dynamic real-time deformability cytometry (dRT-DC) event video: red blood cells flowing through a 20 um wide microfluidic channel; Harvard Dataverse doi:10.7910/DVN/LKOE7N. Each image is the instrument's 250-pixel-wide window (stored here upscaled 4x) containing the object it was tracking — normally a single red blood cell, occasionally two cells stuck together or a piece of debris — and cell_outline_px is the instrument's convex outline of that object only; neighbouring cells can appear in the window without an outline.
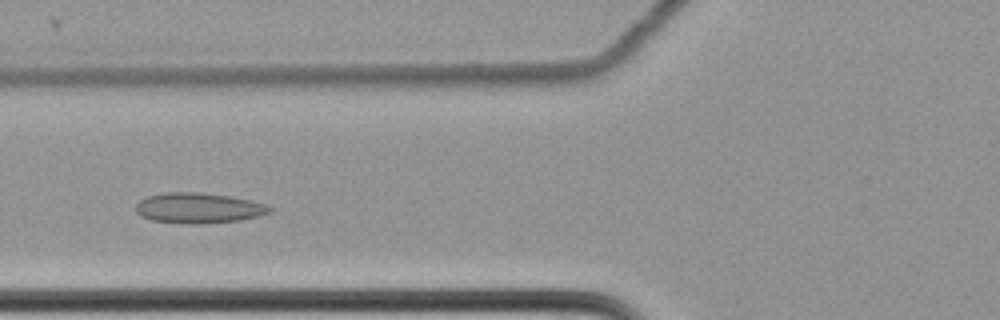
{"species": "common noctule bat (a hibernating species)", "species_latin": "Nyctalus noctula", "temperature_condition": "cold", "stored_images_in_passage": 55, "camera_frame_rate_fps": 3000, "um_per_image_px": 0.085, "animal": {"sex": "female", "body_mass_g": 22.7, "forearm_length_mm": 54.2}, "frame": {"image": 1, "passage_image": 19, "time_ms": 6.0, "image_size_px": [1000, 320], "cell_outline_px": [[272, 212], [240, 220], [200, 224], [192, 224], [152, 220], [140, 216], [136, 212], [136, 204], [140, 200], [148, 196], [168, 192], [200, 192], [228, 196], [252, 200], [264, 204], [272, 208]], "centroid_in_image_um": [16.86, 17.68], "position_along_channel_um": 108.9, "area_um2": 23.58}}
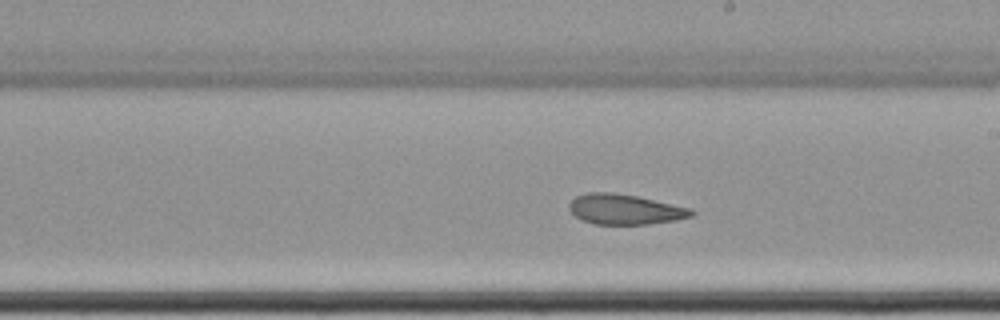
{"frame": {"image": 2, "passage_image": 30, "time_ms": 9.667, "image_size_px": [1000, 320], "cell_outline_px": [[696, 212], [692, 216], [676, 220], [648, 224], [592, 224], [580, 220], [568, 208], [568, 204], [576, 196], [588, 192], [612, 192], [636, 196], [692, 208]], "centroid_in_image_um": [53.11, 17.79], "position_along_channel_um": 235.9, "area_um2": 21.62}}
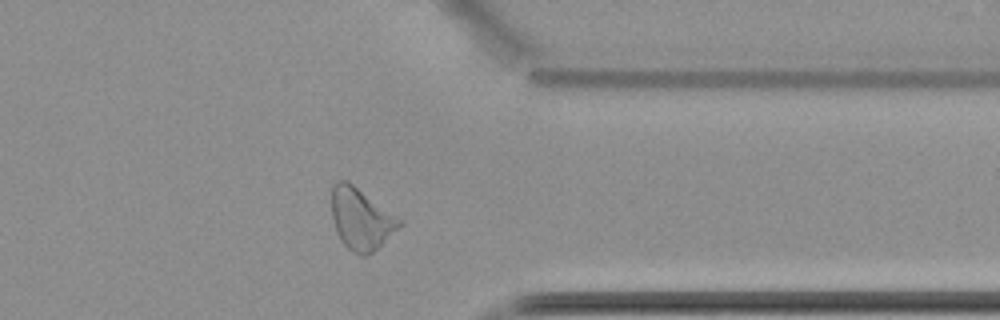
{"frame": {"image": 3, "passage_image": 43, "time_ms": 14.0, "image_size_px": [1000, 320], "cell_outline_px": [[404, 224], [400, 228], [368, 256], [360, 256], [352, 252], [340, 240], [332, 220], [332, 184], [336, 180], [348, 180], [404, 220]], "centroid_in_image_um": [30.71, 18.6], "position_along_channel_um": 380.7, "area_um2": 24.8}, "authors_computed_cell_mechanics": {"area_um2": 24.565, "velocity_mm_per_s": 3.4649, "shape_relaxation_time_tau1_ms": null, "shape_relaxation_time_tau2_ms": 4.1268, "deformation_change_tau1": null, "deformation_change_tau2": 0.1088}}